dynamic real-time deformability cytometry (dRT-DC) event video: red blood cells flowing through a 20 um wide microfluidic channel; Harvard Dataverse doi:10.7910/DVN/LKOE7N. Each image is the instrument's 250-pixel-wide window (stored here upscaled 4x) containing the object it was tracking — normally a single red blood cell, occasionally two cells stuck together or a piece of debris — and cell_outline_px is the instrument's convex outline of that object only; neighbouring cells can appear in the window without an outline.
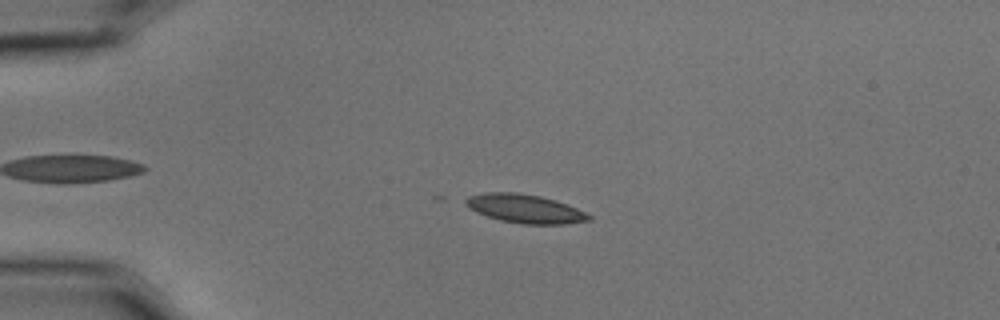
{"species": "common noctule bat (a hibernating species)", "species_latin": "Nyctalus noctula", "temperature_condition": "cold", "stored_images_in_passage": 21, "camera_frame_rate_fps": 3000, "um_per_image_px": 0.085, "animal": {"sex": "male", "body_mass_g": 15.6}, "frame": {"image": 1, "passage_image": 13, "time_ms": 4.0, "image_size_px": [1000, 320], "cell_outline_px": [[592, 220], [564, 224], [524, 224], [500, 220], [476, 212], [468, 208], [460, 200], [468, 196], [488, 192], [516, 192], [540, 196], [556, 200], [576, 208], [592, 216]], "centroid_in_image_um": [44.57, 17.73], "position_along_channel_um": 40.4, "area_um2": 20.69}}
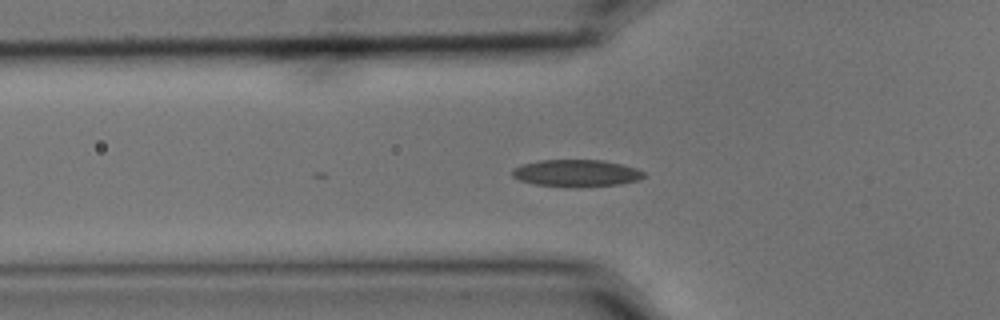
{"frame": {"image": 2, "passage_image": 19, "time_ms": 6.0, "image_size_px": [1000, 320], "cell_outline_px": [[644, 176], [640, 180], [620, 184], [576, 188], [572, 188], [532, 184], [520, 180], [512, 176], [512, 168], [520, 164], [540, 160], [604, 160], [636, 168], [644, 172]], "centroid_in_image_um": [48.96, 14.73], "position_along_channel_um": 76.8, "area_um2": 21.1}}